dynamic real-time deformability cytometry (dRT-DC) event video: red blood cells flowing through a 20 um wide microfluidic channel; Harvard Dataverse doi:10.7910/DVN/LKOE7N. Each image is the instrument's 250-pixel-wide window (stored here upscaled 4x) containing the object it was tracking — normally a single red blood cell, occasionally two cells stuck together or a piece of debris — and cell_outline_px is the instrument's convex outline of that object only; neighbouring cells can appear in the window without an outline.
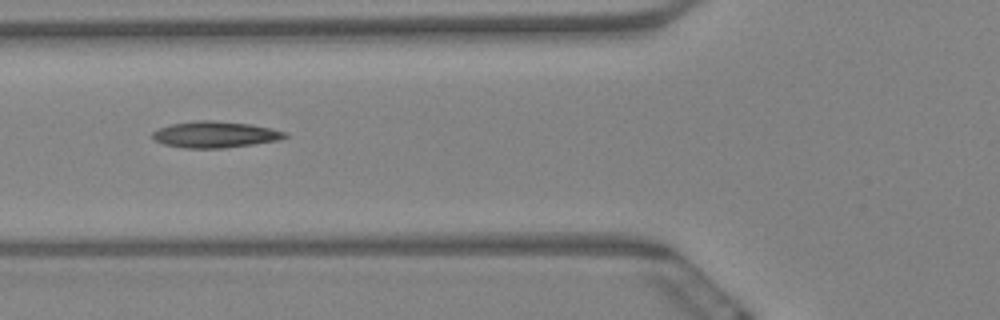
{"species": "Egyptian fruit bat (a non-hibernating species)", "species_latin": "Rousettus aegyptiacus", "temperature_condition": "warm", "stored_images_in_passage": 4, "camera_frame_rate_fps": 3000, "um_per_image_px": 0.085, "animal": {"sex": "female"}, "frame": {"image": 1, "passage_image": 3, "time_ms": 0.667, "image_size_px": [1000, 320], "cell_outline_px": [[288, 136], [280, 140], [224, 148], [184, 148], [164, 144], [156, 140], [152, 136], [152, 132], [160, 128], [172, 124], [196, 120], [212, 120], [252, 124], [272, 128], [288, 132]], "centroid_in_image_um": [18.33, 11.43], "position_along_channel_um": 107.5, "area_um2": 20.35}}
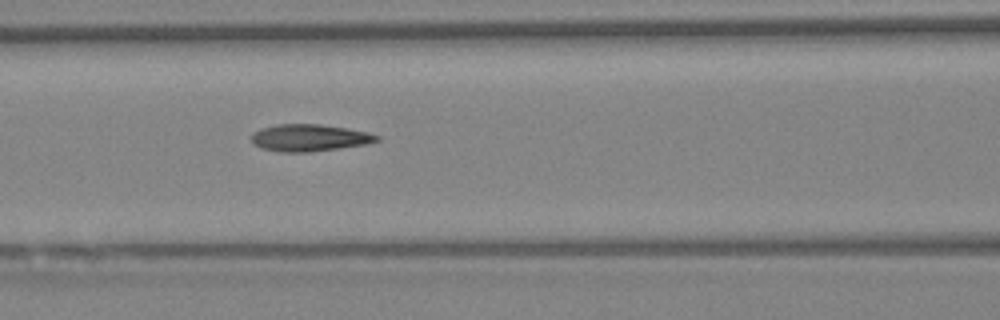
{"frame": {"image": 2, "passage_image": 4, "time_ms": 1.0, "image_size_px": [1000, 320], "cell_outline_px": [[380, 140], [368, 144], [308, 152], [284, 152], [260, 148], [252, 140], [252, 132], [260, 128], [276, 124], [320, 124], [348, 128], [368, 132], [380, 136]], "centroid_in_image_um": [26.32, 11.7], "position_along_channel_um": 140.3, "area_um2": 19.77}}